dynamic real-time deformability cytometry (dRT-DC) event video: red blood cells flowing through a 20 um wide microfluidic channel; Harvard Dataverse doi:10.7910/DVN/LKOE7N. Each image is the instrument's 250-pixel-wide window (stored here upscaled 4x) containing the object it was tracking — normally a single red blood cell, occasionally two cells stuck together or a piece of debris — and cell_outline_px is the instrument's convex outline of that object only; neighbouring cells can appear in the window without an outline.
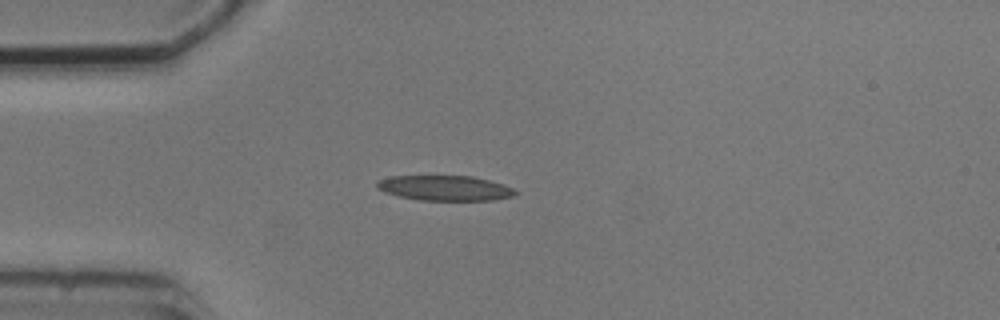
{"species": "common noctule bat (a hibernating species)", "species_latin": "Nyctalus noctula", "temperature_condition": "cold", "stored_images_in_passage": 4, "camera_frame_rate_fps": 3000, "um_per_image_px": 0.085, "animal": {"sex": "male", "body_mass_g": 20.5, "forearm_length_mm": 52.5}, "frame": {"image": 1, "passage_image": 3, "time_ms": 2.333, "image_size_px": [1000, 320], "cell_outline_px": [[520, 192], [516, 196], [492, 200], [420, 200], [400, 196], [376, 188], [376, 180], [392, 176], [472, 176], [504, 184]], "centroid_in_image_um": [37.86, 15.98], "position_along_channel_um": 47.1, "area_um2": 20.23}}